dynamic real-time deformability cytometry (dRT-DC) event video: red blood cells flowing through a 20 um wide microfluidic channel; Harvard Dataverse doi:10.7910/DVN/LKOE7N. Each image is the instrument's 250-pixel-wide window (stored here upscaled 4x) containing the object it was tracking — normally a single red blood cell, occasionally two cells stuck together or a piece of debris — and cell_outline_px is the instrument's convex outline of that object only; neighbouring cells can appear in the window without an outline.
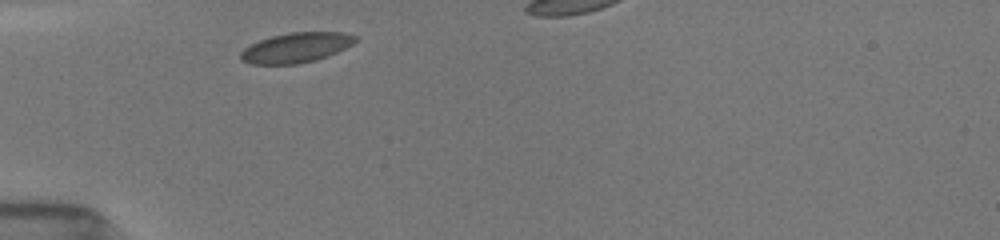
{"species": "common noctule bat (a hibernating species)", "species_latin": "Nyctalus noctula", "temperature_condition": "room temperature", "stored_images_in_passage": 5, "segment_of_instrument_passage": [1, 2], "camera_frame_rate_fps": 3000, "um_per_image_px": 0.085, "animal": {"sex": "female", "body_mass_g": 19.5, "forearm_length_mm": 54.1}, "frame": {"image": 1, "passage_image": 1, "time_ms": 0.0, "image_size_px": [1000, 240], "cell_outline_px": [[360, 40], [328, 56], [316, 60], [296, 64], [252, 64], [240, 60], [240, 52], [244, 48], [260, 40], [272, 36], [292, 32], [344, 32], [356, 36]], "centroid_in_image_um": [25.18, 4.05], "position_along_channel_um": 59.8, "area_um2": 20.0}}
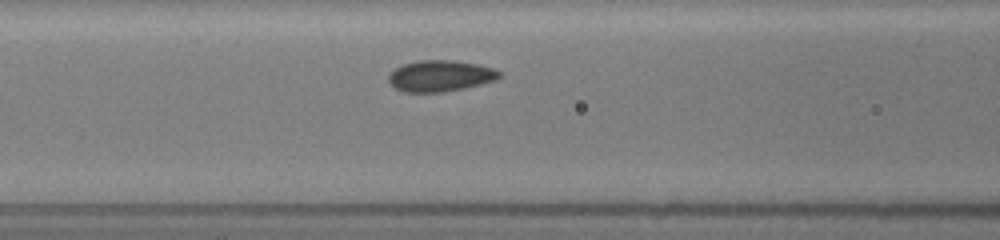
{"frame": {"image": 2, "passage_image": 4, "time_ms": 1.0, "image_size_px": [1000, 240], "cell_outline_px": [[500, 76], [496, 80], [464, 88], [444, 92], [404, 92], [396, 88], [388, 80], [388, 76], [396, 68], [404, 64], [416, 60], [456, 60], [476, 64], [492, 68], [500, 72]], "centroid_in_image_um": [37.42, 6.45], "position_along_channel_um": 129.2, "area_um2": 20.0}}